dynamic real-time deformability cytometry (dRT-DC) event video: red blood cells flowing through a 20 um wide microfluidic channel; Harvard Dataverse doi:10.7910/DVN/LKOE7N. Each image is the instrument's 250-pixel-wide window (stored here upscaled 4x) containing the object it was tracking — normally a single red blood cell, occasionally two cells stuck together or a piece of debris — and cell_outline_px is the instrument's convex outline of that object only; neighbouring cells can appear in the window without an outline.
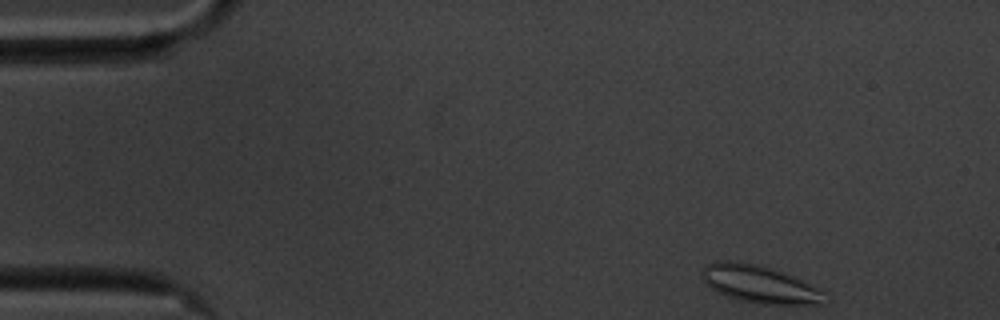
{"species": "common noctule bat (a hibernating species)", "species_latin": "Nyctalus noctula", "temperature_condition": "cold", "stored_images_in_passage": 52, "camera_frame_rate_fps": 3000, "um_per_image_px": 0.085, "animal": {"sex": "male", "body_mass_g": 20.1, "forearm_length_mm": 53.5}, "frame": {"image": 1, "passage_image": 1, "time_ms": 0.0, "image_size_px": [1000, 320], "cell_outline_px": [[832, 300], [820, 304], [760, 304], [740, 300], [728, 296], [704, 284], [700, 276], [704, 264], [716, 260], [732, 260], [756, 264], [772, 268], [784, 272], [828, 292], [832, 296]], "centroid_in_image_um": [64.62, 24.15], "position_along_channel_um": 20.4, "area_um2": 27.51}}
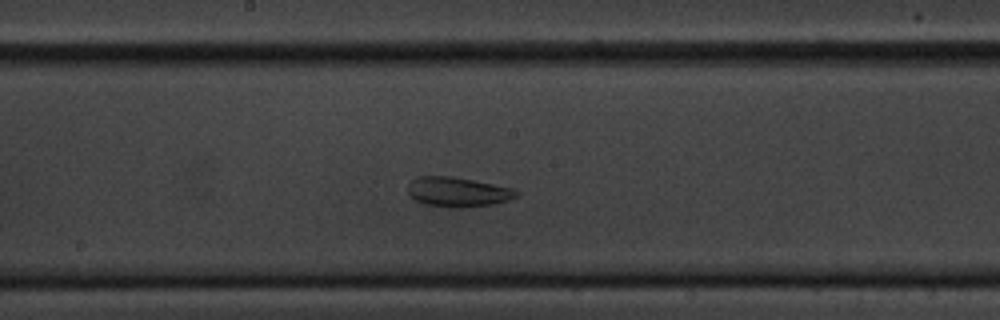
{"frame": {"image": 2, "passage_image": 25, "time_ms": 8.0, "image_size_px": [1000, 320], "cell_outline_px": [[520, 196], [508, 200], [492, 204], [464, 208], [448, 208], [424, 204], [416, 200], [408, 192], [408, 184], [416, 176], [452, 176], [512, 188], [520, 192]], "centroid_in_image_um": [38.92, 16.32], "position_along_channel_um": 209.3, "area_um2": 18.9}}
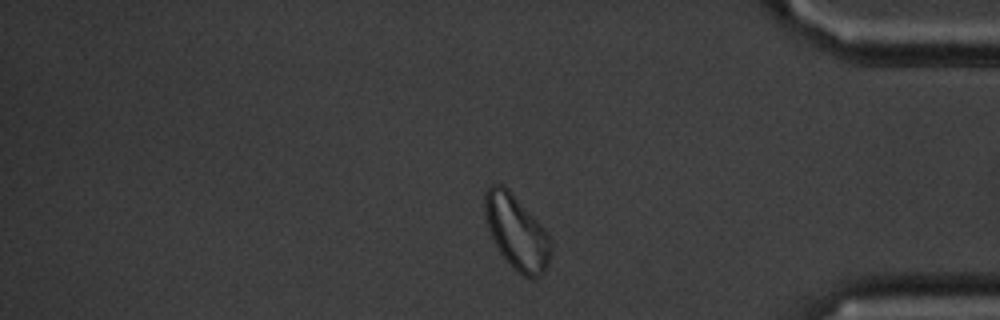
{"frame": {"image": 3, "passage_image": 43, "time_ms": 14.0, "image_size_px": [1000, 320], "cell_outline_px": [[552, 244], [548, 264], [544, 272], [536, 276], [524, 276], [500, 252], [492, 240], [488, 228], [484, 212], [484, 192], [492, 184], [500, 184], [508, 188], [548, 232], [552, 240]], "centroid_in_image_um": [43.91, 19.68], "position_along_channel_um": 391.3, "area_um2": 28.21}, "authors_computed_cell_mechanics": {"area_um2": 23.2356, "velocity_mm_per_s": 3.4331, "shape_relaxation_time_tau1_ms": null, "shape_relaxation_time_tau2_ms": 2.6663, "deformation_change_tau1": null, "deformation_change_tau2": 0.0893}}